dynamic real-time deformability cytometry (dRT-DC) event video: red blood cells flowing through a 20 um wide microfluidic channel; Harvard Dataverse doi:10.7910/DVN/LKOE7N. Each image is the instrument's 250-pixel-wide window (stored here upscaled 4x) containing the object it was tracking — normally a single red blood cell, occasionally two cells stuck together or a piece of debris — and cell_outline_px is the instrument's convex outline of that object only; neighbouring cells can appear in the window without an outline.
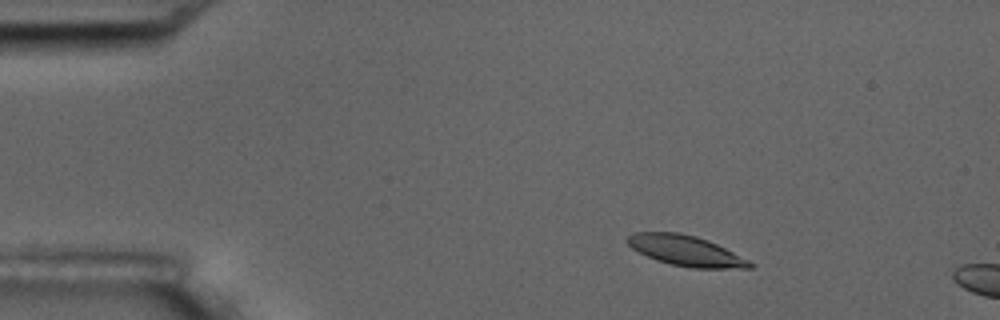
{"species": "common noctule bat (a hibernating species)", "species_latin": "Nyctalus noctula", "temperature_condition": "room temperature", "stored_images_in_passage": 3, "camera_frame_rate_fps": 3000, "um_per_image_px": 0.085, "animal": {"sex": "male", "body_mass_g": 17.5, "forearm_length_mm": 52.3}, "frame": {"image": 1, "passage_image": 2, "time_ms": 1.0, "image_size_px": [1000, 320], "cell_outline_px": [[756, 264], [752, 268], [692, 268], [672, 264], [656, 260], [632, 248], [624, 240], [632, 232], [680, 232], [696, 236], [708, 240]], "centroid_in_image_um": [58.27, 21.3], "position_along_channel_um": 26.7, "area_um2": 21.56}}